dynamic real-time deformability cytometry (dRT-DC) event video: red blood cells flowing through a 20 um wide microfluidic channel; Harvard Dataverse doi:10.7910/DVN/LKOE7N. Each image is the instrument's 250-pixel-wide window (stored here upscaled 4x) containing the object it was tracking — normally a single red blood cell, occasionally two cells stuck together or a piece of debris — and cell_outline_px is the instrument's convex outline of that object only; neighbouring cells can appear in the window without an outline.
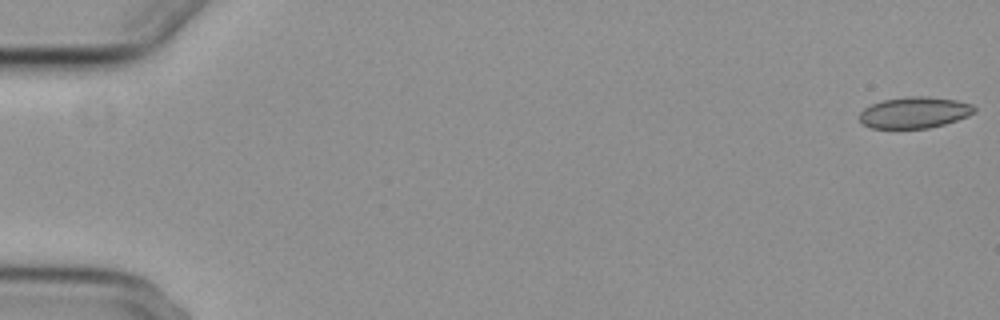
{"species": "common noctule bat (a hibernating species)", "species_latin": "Nyctalus noctula", "temperature_condition": "cold", "stored_images_in_passage": 4, "segment_of_instrument_passage": [2, 2], "camera_frame_rate_fps": 3000, "um_per_image_px": 0.085, "animal": {"sex": "female", "body_mass_g": 29.2, "forearm_length_mm": 56.3}, "frame": {"image": 1, "passage_image": 4, "time_ms": 4.667, "image_size_px": [1000, 320], "cell_outline_px": [[976, 112], [968, 116], [944, 124], [928, 128], [872, 128], [860, 124], [860, 112], [864, 108], [872, 104], [884, 100], [908, 96], [928, 96], [956, 100], [972, 104], [976, 108]], "centroid_in_image_um": [77.73, 9.56], "position_along_channel_um": 7.3, "area_um2": 20.98}}